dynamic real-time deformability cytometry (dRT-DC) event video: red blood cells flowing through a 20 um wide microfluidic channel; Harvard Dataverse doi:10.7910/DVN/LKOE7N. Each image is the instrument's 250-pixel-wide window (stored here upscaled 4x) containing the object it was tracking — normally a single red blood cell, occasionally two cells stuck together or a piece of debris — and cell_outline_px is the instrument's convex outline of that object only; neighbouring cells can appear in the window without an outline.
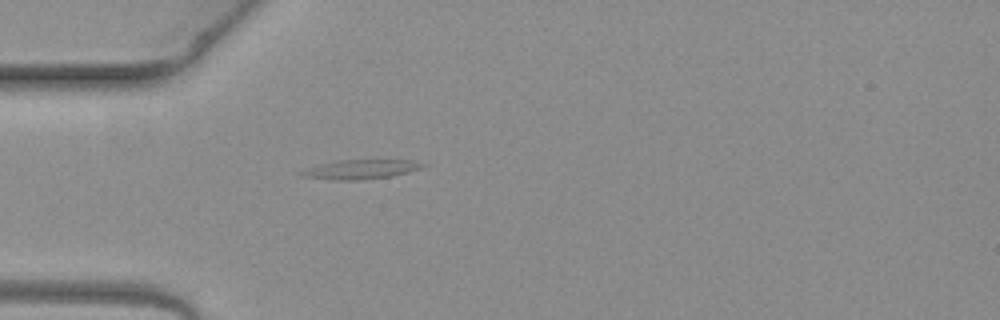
{"species": "common noctule bat (a hibernating species)", "species_latin": "Nyctalus noctula", "temperature_condition": "warm", "stored_images_in_passage": 1, "camera_frame_rate_fps": 3000, "um_per_image_px": 0.085, "animal": {"sex": "female", "body_mass_g": 19.3, "forearm_length_mm": 54.1}, "frame": {"image": 1, "passage_image": 1, "time_ms": 0.0, "image_size_px": [1000, 320], "cell_outline_px": [[428, 164], [420, 168], [408, 172], [392, 176], [356, 180], [336, 180], [304, 176], [296, 172], [320, 164], [340, 160], [408, 160]], "centroid_in_image_um": [30.66, 14.39], "position_along_channel_um": 54.3, "area_um2": 13.41}}